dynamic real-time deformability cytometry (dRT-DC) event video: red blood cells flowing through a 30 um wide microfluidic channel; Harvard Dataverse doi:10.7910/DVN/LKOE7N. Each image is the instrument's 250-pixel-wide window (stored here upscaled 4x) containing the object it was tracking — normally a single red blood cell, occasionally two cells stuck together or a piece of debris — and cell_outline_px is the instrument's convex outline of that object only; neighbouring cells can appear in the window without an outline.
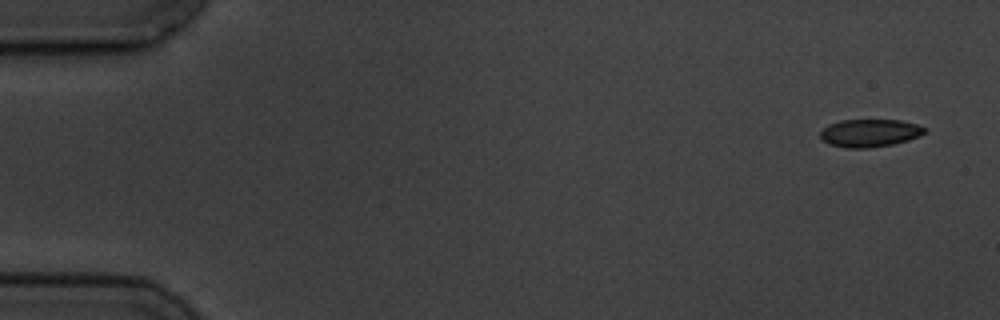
{"species": "common noctule bat (a hibernating species)", "species_latin": "Nyctalus noctula", "temperature_condition": "cold", "stored_images_in_passage": 5, "camera_frame_rate_fps": 3000, "um_per_image_px": 0.085, "animal": {"sex": "male", "body_mass_g": 19.5, "forearm_length_mm": 54.6}, "frame": {"image": 1, "passage_image": 1, "time_ms": 0.0, "image_size_px": [1000, 320], "cell_outline_px": [[928, 132], [920, 136], [908, 140], [892, 144], [868, 148], [844, 148], [828, 144], [820, 136], [820, 132], [828, 124], [840, 120], [900, 120], [916, 124], [928, 128]], "centroid_in_image_um": [73.95, 11.3], "position_along_channel_um": 11.0, "area_um2": 17.05}}
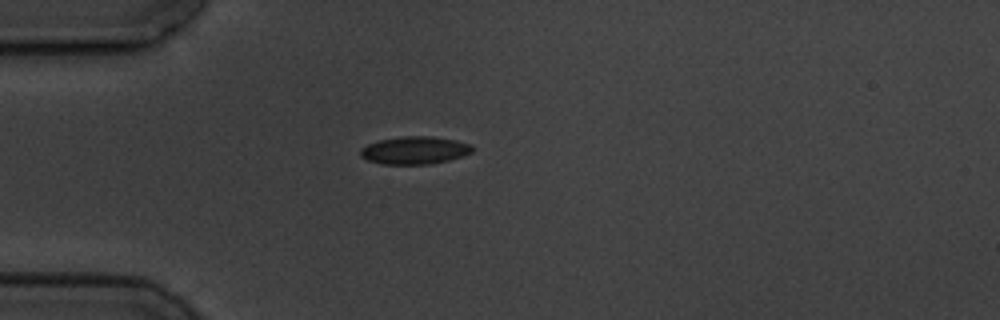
{"frame": {"image": 2, "passage_image": 5, "time_ms": 4.333, "image_size_px": [1000, 320], "cell_outline_px": [[476, 148], [472, 152], [448, 160], [428, 164], [384, 164], [368, 160], [360, 156], [360, 148], [368, 144], [380, 140], [400, 136], [432, 136], [456, 140], [472, 144]], "centroid_in_image_um": [35.26, 12.76], "position_along_channel_um": 49.7, "area_um2": 18.09}}